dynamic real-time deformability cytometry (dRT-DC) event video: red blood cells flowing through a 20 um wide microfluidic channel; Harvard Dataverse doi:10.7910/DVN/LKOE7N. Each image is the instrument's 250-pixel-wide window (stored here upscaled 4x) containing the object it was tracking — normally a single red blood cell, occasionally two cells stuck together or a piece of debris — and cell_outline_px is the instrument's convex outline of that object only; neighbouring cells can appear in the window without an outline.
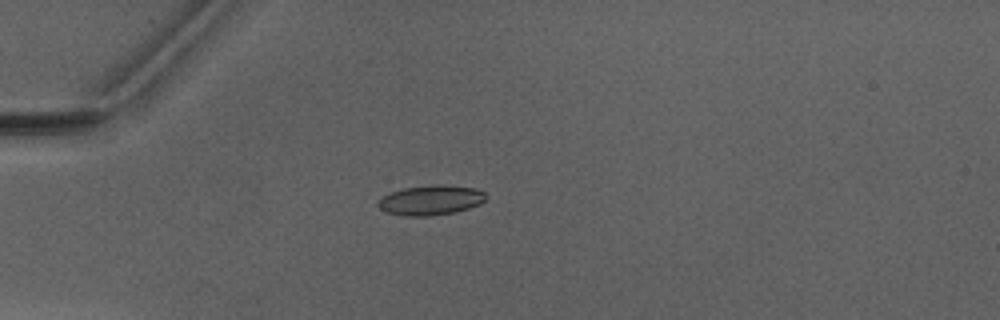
{"species": "Egyptian fruit bat (a non-hibernating species)", "species_latin": "Rousettus aegyptiacus", "temperature_condition": "warm", "stored_images_in_passage": 4, "camera_frame_rate_fps": 3000, "um_per_image_px": 0.085, "animal": {"sex": "male"}, "frame": {"image": 1, "passage_image": 4, "time_ms": 4.333, "image_size_px": [1000, 320], "cell_outline_px": [[488, 196], [480, 204], [468, 208], [452, 212], [428, 216], [404, 216], [388, 212], [380, 208], [376, 204], [376, 200], [392, 192], [404, 188], [428, 184], [444, 184], [476, 188], [484, 192]], "centroid_in_image_um": [36.62, 16.99], "position_along_channel_um": 48.4, "area_um2": 18.84}}